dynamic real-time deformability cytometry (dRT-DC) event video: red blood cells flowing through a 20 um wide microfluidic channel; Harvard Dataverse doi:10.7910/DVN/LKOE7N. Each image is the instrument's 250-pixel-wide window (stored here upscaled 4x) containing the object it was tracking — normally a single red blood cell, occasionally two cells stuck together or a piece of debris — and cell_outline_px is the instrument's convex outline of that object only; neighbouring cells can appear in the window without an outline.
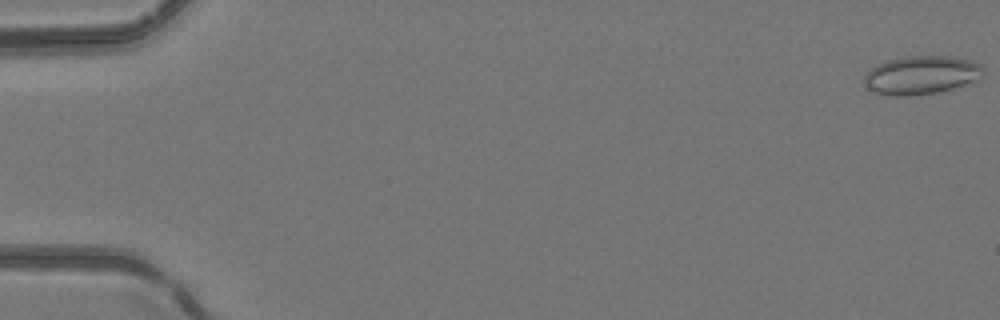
{"species": "common noctule bat (a hibernating species)", "species_latin": "Nyctalus noctula", "temperature_condition": "room temperature", "stored_images_in_passage": 52, "camera_frame_rate_fps": 3000, "um_per_image_px": 0.085, "animal": {"sex": "female", "body_mass_g": 24.6, "forearm_length_mm": 56.2}, "frame": {"image": 1, "passage_image": 1, "time_ms": 0.0, "image_size_px": [1000, 320], "cell_outline_px": [[984, 76], [980, 80], [952, 88], [936, 92], [912, 96], [888, 96], [876, 92], [868, 88], [864, 84], [864, 76], [868, 68], [884, 60], [908, 56], [956, 56], [980, 64], [984, 68]], "centroid_in_image_um": [78.3, 6.37], "position_along_channel_um": 6.7, "area_um2": 27.17}}
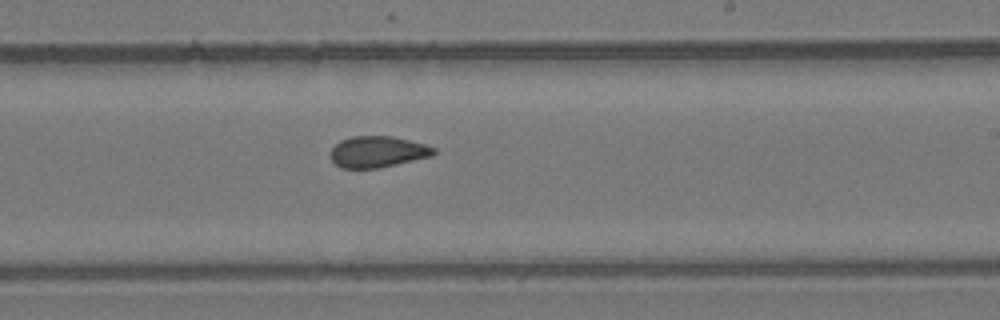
{"frame": {"image": 2, "passage_image": 32, "time_ms": 10.333, "image_size_px": [1000, 320], "cell_outline_px": [[436, 152], [432, 156], [380, 168], [340, 168], [332, 160], [332, 148], [340, 140], [352, 136], [392, 136], [424, 144], [436, 148]], "centroid_in_image_um": [32.11, 12.9], "position_along_channel_um": 256.9, "area_um2": 18.73}}
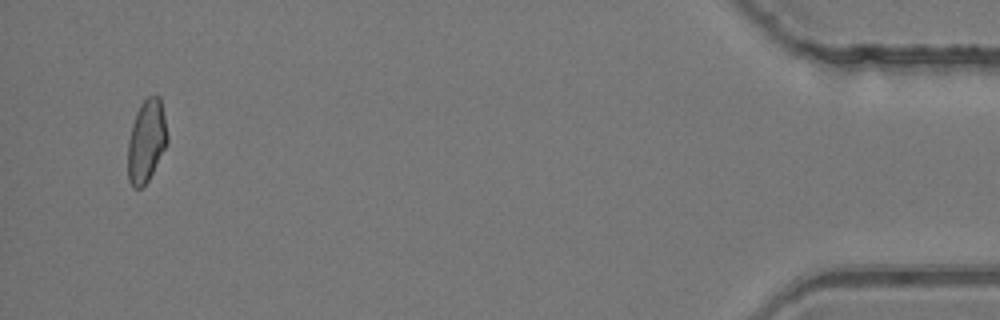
{"frame": {"image": 3, "passage_image": 50, "time_ms": 16.333, "image_size_px": [1000, 320], "cell_outline_px": [[168, 144], [148, 180], [140, 188], [136, 188], [128, 180], [128, 140], [132, 124], [136, 112], [140, 104], [148, 96], [160, 96], [168, 136]], "centroid_in_image_um": [12.45, 11.96], "position_along_channel_um": 422.7, "area_um2": 18.96}, "authors_computed_cell_mechanics": {"area_um2": 19.363, "velocity_mm_per_s": 4.155, "shape_relaxation_time_tau1_ms": null, "shape_relaxation_time_tau2_ms": 1.4963, "deformation_change_tau1": null, "deformation_change_tau2": 0.0757}}